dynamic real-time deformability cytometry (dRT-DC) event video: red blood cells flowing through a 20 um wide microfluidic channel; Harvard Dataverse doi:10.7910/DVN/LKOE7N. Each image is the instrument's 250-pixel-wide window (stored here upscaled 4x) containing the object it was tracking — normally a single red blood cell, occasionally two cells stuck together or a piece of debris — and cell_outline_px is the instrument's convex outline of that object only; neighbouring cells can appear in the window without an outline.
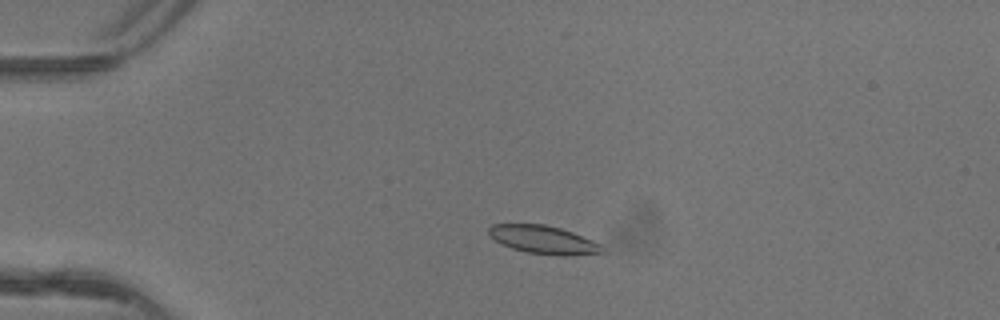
{"species": "common noctule bat (a hibernating species)", "species_latin": "Nyctalus noctula", "temperature_condition": "warm", "stored_images_in_passage": 2, "camera_frame_rate_fps": 3000, "um_per_image_px": 0.085, "animal": {"sex": "female"}, "frame": {"image": 1, "passage_image": 1, "time_ms": 0.0, "image_size_px": [1000, 320], "cell_outline_px": [[604, 252], [564, 256], [560, 256], [528, 252], [512, 248], [500, 244], [488, 236], [488, 228], [492, 224], [544, 224], [560, 228], [572, 232], [592, 240], [600, 244]], "centroid_in_image_um": [46.13, 20.37], "position_along_channel_um": 38.9, "area_um2": 18.55}}